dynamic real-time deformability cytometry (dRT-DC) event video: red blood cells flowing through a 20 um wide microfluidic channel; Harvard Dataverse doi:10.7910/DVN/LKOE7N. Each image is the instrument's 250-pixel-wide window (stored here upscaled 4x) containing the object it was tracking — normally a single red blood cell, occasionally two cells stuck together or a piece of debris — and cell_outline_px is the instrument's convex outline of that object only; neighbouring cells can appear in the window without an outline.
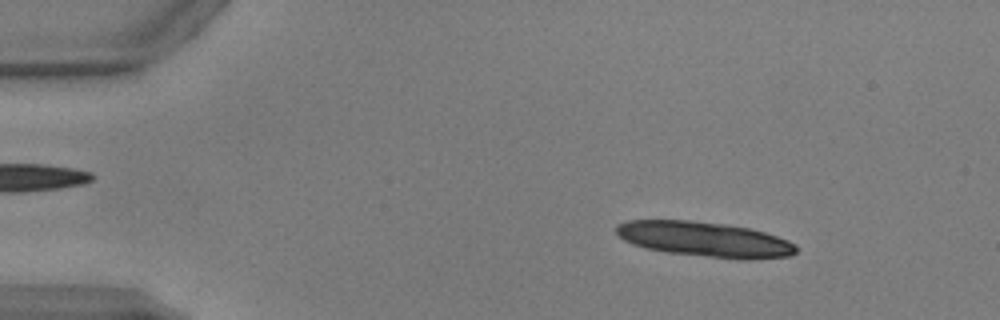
{"species": "common noctule bat (a hibernating species)", "species_latin": "Nyctalus noctula", "temperature_condition": "warm", "stored_images_in_passage": 19, "camera_frame_rate_fps": 3000, "um_per_image_px": 0.085, "animal": {"sex": "male", "body_mass_g": 17.9, "forearm_length_mm": 54.2}, "frame": {"image": 1, "passage_image": 7, "time_ms": 2.0, "image_size_px": [1000, 320], "cell_outline_px": [[796, 252], [788, 256], [752, 260], [740, 260], [668, 252], [644, 248], [632, 244], [624, 240], [616, 232], [616, 224], [628, 220], [688, 220], [724, 224], [748, 228], [764, 232], [788, 240], [796, 244]], "centroid_in_image_um": [59.89, 20.35], "position_along_channel_um": 25.1, "area_um2": 36.76}}
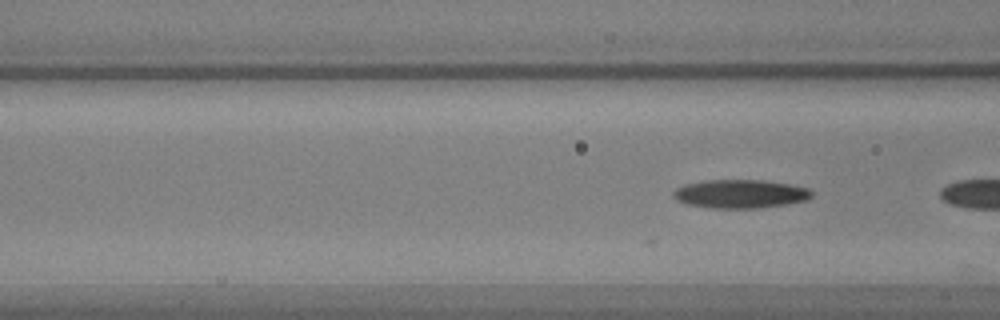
{"frame": {"image": 2, "passage_image": 18, "time_ms": 5.667, "image_size_px": [1000, 320], "cell_outline_px": [[812, 196], [808, 200], [784, 204], [756, 208], [708, 208], [688, 204], [676, 200], [672, 196], [672, 192], [676, 188], [684, 184], [708, 180], [760, 180], [788, 184], [808, 188], [812, 192]], "centroid_in_image_um": [62.88, 16.48], "position_along_channel_um": 103.7, "area_um2": 22.95}}